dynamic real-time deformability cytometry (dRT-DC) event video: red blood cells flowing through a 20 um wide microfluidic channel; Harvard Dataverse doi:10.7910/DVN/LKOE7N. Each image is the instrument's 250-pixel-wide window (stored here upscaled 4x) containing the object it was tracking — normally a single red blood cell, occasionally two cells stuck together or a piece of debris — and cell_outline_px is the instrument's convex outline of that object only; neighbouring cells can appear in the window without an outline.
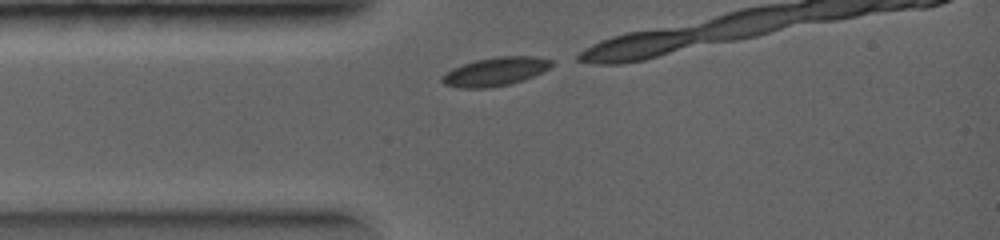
{"species": "common noctule bat (a hibernating species)", "species_latin": "Nyctalus noctula", "temperature_condition": "warm", "stored_images_in_passage": 4, "camera_frame_rate_fps": 5000, "um_per_image_px": 0.085, "animal": {"sex": "female", "body_mass_g": 19.0, "forearm_length_mm": 56.7}, "frame": {"image": 1, "passage_image": 1, "time_ms": 0.0, "image_size_px": [1000, 240], "cell_outline_px": [[552, 64], [548, 68], [532, 76], [508, 84], [488, 88], [460, 88], [444, 84], [440, 80], [452, 68], [476, 60], [496, 56], [536, 56], [552, 60]], "centroid_in_image_um": [42.08, 6.07], "position_along_channel_um": 42.9, "area_um2": 17.86}}